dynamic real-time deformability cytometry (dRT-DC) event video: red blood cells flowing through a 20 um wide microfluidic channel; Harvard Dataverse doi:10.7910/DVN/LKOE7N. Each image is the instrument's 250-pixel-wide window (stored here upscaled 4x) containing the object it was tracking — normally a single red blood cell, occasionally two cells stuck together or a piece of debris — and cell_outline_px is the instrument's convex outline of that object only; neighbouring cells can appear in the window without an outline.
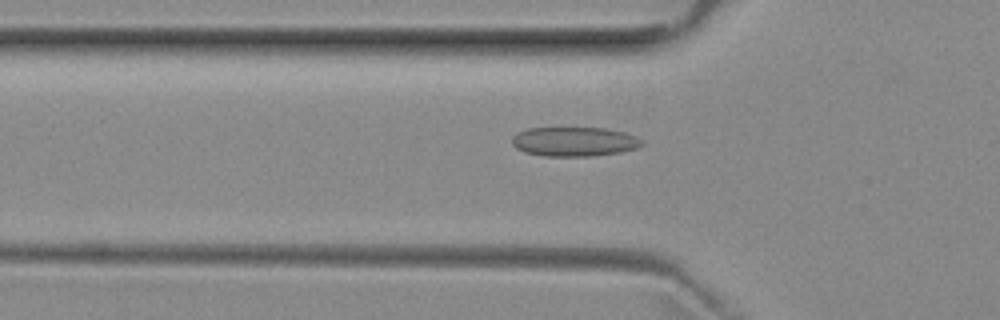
{"species": "common noctule bat (a hibernating species)", "species_latin": "Nyctalus noctula", "temperature_condition": "room temperature", "stored_images_in_passage": 52, "camera_frame_rate_fps": 3000, "um_per_image_px": 0.085, "animal": {"sex": "female", "body_mass_g": 29.2, "forearm_length_mm": 56.3}, "frame": {"image": 1, "passage_image": 17, "time_ms": 5.333, "image_size_px": [1000, 320], "cell_outline_px": [[644, 144], [636, 148], [620, 152], [592, 156], [544, 156], [524, 152], [516, 148], [512, 144], [512, 136], [516, 132], [528, 128], [604, 128], [624, 132], [636, 136], [644, 140]], "centroid_in_image_um": [48.8, 12.03], "position_along_channel_um": 77.0, "area_um2": 22.37}}
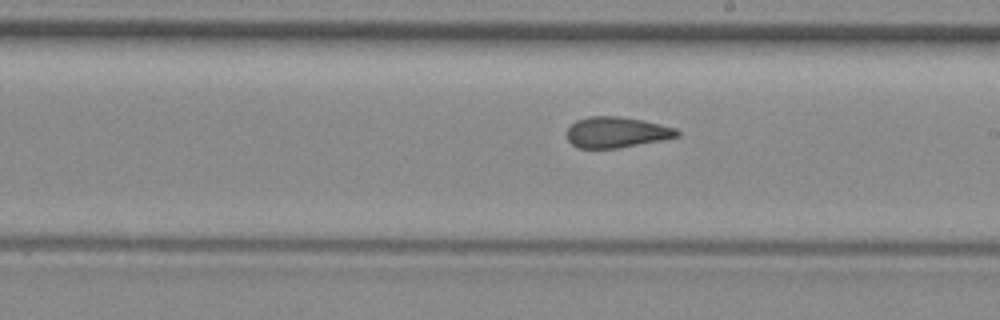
{"frame": {"image": 2, "passage_image": 29, "time_ms": 9.333, "image_size_px": [1000, 320], "cell_outline_px": [[680, 136], [660, 140], [616, 148], [576, 148], [568, 140], [564, 132], [576, 120], [588, 116], [620, 116], [660, 124], [676, 128], [680, 132]], "centroid_in_image_um": [52.35, 11.24], "position_along_channel_um": 236.6, "area_um2": 19.77}}
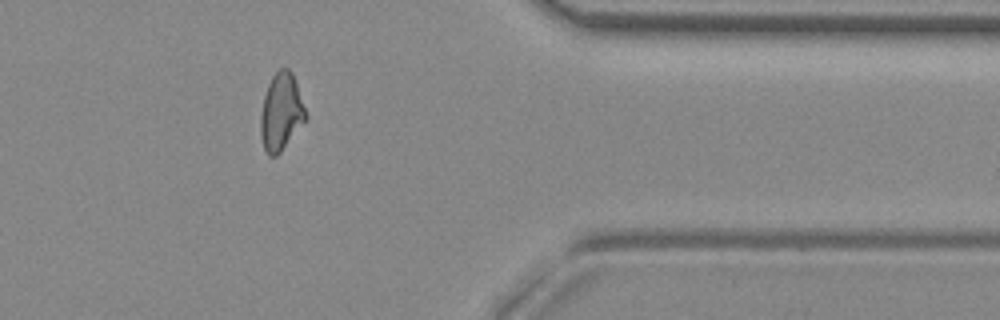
{"frame": {"image": 3, "passage_image": 42, "time_ms": 13.667, "image_size_px": [1000, 320], "cell_outline_px": [[308, 120], [280, 152], [276, 156], [268, 156], [264, 148], [260, 136], [260, 116], [264, 96], [268, 84], [272, 76], [280, 68], [288, 68], [292, 72], [296, 80], [308, 116]], "centroid_in_image_um": [23.92, 9.53], "position_along_channel_um": 387.5, "area_um2": 20.69}, "authors_computed_cell_mechanics": {"area_um2": 20.6924, "velocity_mm_per_s": 3.9819, "shape_relaxation_time_tau1_ms": null, "shape_relaxation_time_tau2_ms": 1.6267, "deformation_change_tau1": null, "deformation_change_tau2": 0.0838}}